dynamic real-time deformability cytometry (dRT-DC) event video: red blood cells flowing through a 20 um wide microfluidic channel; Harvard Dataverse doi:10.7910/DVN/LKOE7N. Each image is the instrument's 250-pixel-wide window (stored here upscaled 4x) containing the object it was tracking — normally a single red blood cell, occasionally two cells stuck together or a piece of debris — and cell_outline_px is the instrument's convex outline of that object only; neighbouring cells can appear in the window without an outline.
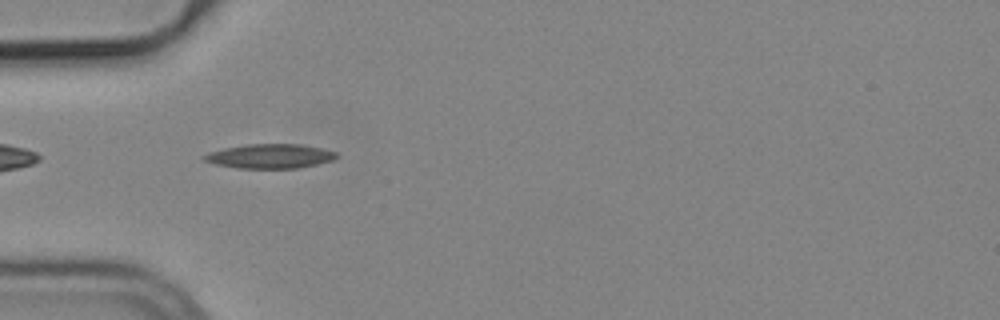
{"species": "common noctule bat (a hibernating species)", "species_latin": "Nyctalus noctula", "temperature_condition": "cold", "stored_images_in_passage": 10, "camera_frame_rate_fps": 3000, "um_per_image_px": 0.085, "animal": {"sex": "male", "body_mass_g": 19.2, "forearm_length_mm": 51.8}, "frame": {"image": 1, "passage_image": 1, "time_ms": 0.0, "image_size_px": [1000, 320], "cell_outline_px": [[340, 156], [332, 160], [300, 168], [236, 168], [216, 164], [204, 160], [200, 156], [208, 152], [224, 148], [248, 144], [300, 144], [320, 148], [336, 152]], "centroid_in_image_um": [22.93, 13.27], "position_along_channel_um": 62.1, "area_um2": 18.79}}
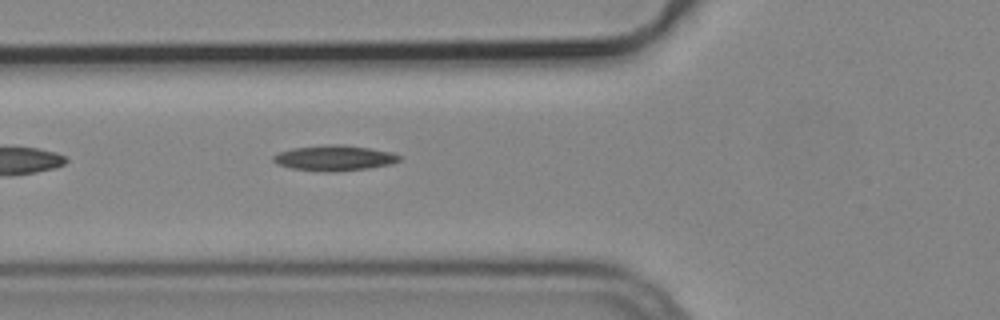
{"frame": {"image": 2, "passage_image": 4, "time_ms": 1.0, "image_size_px": [1000, 320], "cell_outline_px": [[400, 160], [392, 164], [368, 168], [336, 172], [324, 172], [292, 168], [276, 164], [272, 160], [272, 156], [280, 152], [292, 148], [324, 144], [340, 144], [368, 148], [392, 152], [400, 156]], "centroid_in_image_um": [28.4, 13.43], "position_along_channel_um": 97.4, "area_um2": 18.79}}
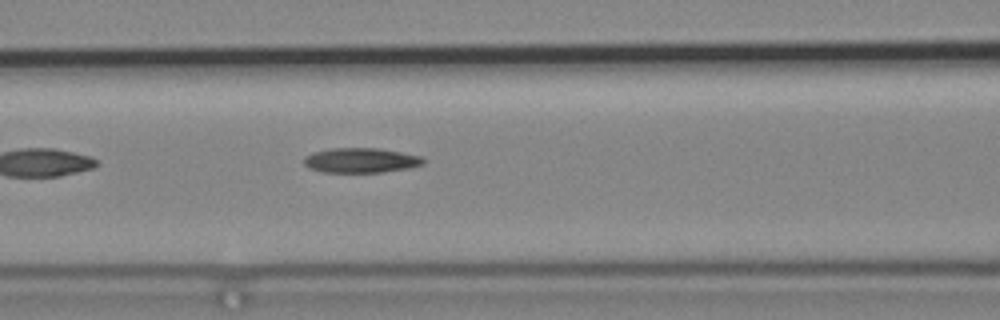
{"frame": {"image": 3, "passage_image": 7, "time_ms": 2.0, "image_size_px": [1000, 320], "cell_outline_px": [[424, 164], [412, 168], [384, 172], [324, 172], [308, 168], [304, 164], [304, 156], [312, 152], [332, 148], [380, 148], [424, 156]], "centroid_in_image_um": [30.71, 13.62], "position_along_channel_um": 135.9, "area_um2": 17.57}}